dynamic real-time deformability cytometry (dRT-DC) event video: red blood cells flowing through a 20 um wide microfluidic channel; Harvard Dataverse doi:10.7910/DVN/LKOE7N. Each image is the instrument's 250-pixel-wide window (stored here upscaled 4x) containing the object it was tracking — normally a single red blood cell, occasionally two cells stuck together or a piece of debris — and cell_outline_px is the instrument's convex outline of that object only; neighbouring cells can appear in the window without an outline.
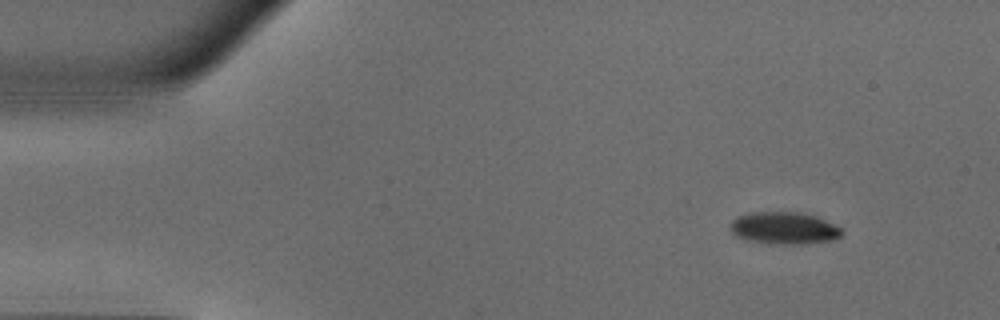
{"species": "common noctule bat (a hibernating species)", "species_latin": "Nyctalus noctula", "temperature_condition": "warm", "stored_images_in_passage": 46, "camera_frame_rate_fps": 3000, "um_per_image_px": 0.085, "animal": {"sex": "male", "body_mass_g": 18.8}, "frame": {"image": 1, "passage_image": 1, "time_ms": 0.0, "image_size_px": [1000, 320], "cell_outline_px": [[844, 232], [840, 236], [832, 240], [804, 244], [768, 244], [736, 236], [728, 228], [728, 224], [736, 216], [748, 212], [800, 212], [816, 216], [840, 228]], "centroid_in_image_um": [66.6, 19.38], "position_along_channel_um": 18.4, "area_um2": 21.04}}
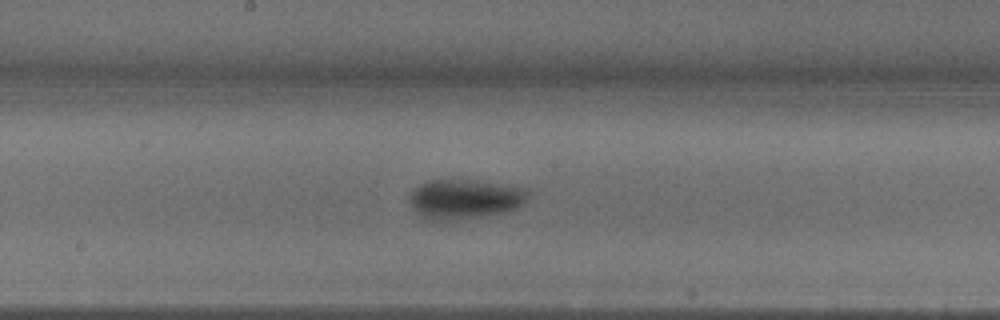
{"frame": {"image": 2, "passage_image": 22, "time_ms": 7.0, "image_size_px": [1000, 320], "cell_outline_px": [[528, 196], [524, 204], [520, 208], [504, 212], [448, 220], [424, 216], [412, 204], [412, 192], [420, 184], [428, 180], [464, 180], [520, 188], [528, 192]], "centroid_in_image_um": [39.56, 16.9], "position_along_channel_um": 208.6, "area_um2": 25.78}}
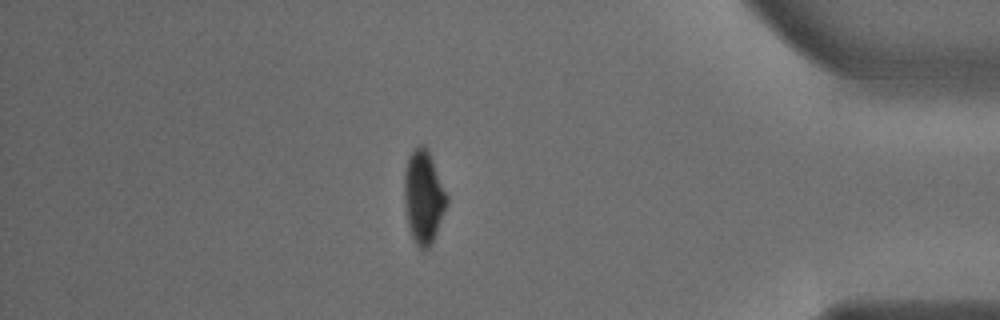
{"frame": {"image": 3, "passage_image": 39, "time_ms": 12.667, "image_size_px": [1000, 320], "cell_outline_px": [[448, 204], [432, 244], [424, 252], [416, 244], [412, 236], [408, 224], [404, 204], [404, 172], [408, 156], [420, 144], [424, 144], [428, 148], [448, 196]], "centroid_in_image_um": [36.01, 16.74], "position_along_channel_um": 399.2, "area_um2": 23.35}, "authors_computed_cell_mechanics": {"area_um2": 24.7095, "velocity_mm_per_s": 4.0032, "shape_relaxation_time_tau1_ms": 4.193, "shape_relaxation_time_tau2_ms": 4.1132, "deformation_change_tau1": 0.1847, "deformation_change_tau2": 0.0555}}